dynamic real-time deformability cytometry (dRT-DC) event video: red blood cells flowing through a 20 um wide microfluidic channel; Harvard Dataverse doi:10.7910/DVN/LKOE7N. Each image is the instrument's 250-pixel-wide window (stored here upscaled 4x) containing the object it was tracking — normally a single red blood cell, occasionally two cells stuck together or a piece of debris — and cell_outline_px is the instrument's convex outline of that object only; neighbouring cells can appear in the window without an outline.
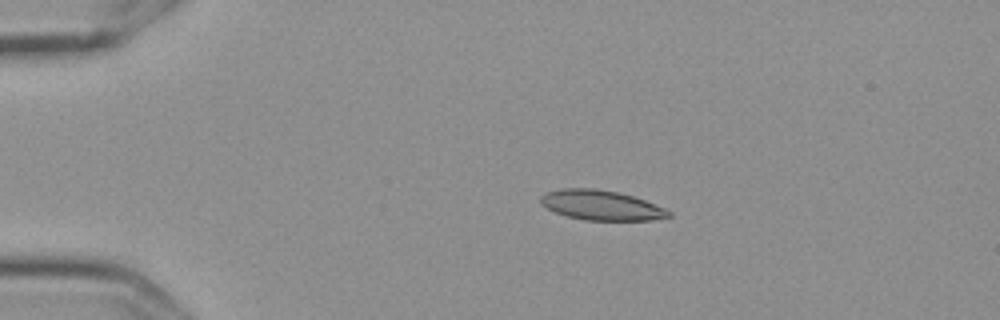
{"species": "Egyptian fruit bat (a non-hibernating species)", "species_latin": "Rousettus aegyptiacus", "temperature_condition": "cold", "stored_images_in_passage": 46, "camera_frame_rate_fps": 3000, "um_per_image_px": 0.085, "frame": {"image": 1, "passage_image": 1, "time_ms": 0.0, "image_size_px": [1000, 320], "cell_outline_px": [[672, 216], [652, 220], [584, 220], [568, 216], [556, 212], [540, 204], [540, 196], [548, 192], [560, 188], [596, 188], [616, 192], [632, 196], [644, 200], [664, 208], [672, 212]], "centroid_in_image_um": [51.1, 17.44], "position_along_channel_um": 33.9, "area_um2": 22.14}}
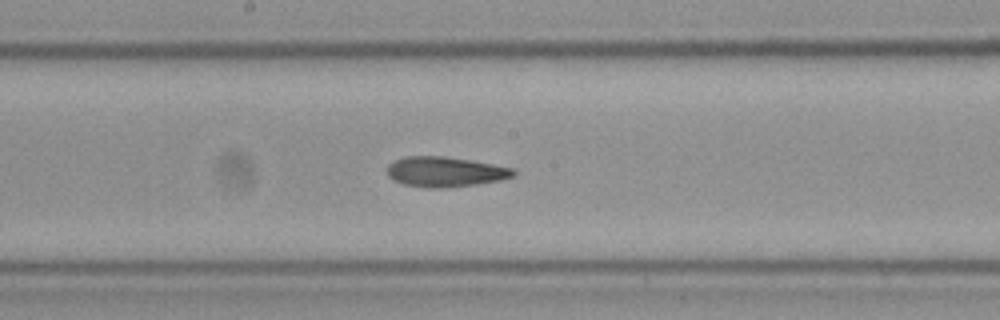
{"frame": {"image": 2, "passage_image": 20, "time_ms": 6.333, "image_size_px": [1000, 320], "cell_outline_px": [[516, 172], [512, 176], [500, 180], [476, 184], [440, 188], [428, 188], [404, 184], [388, 176], [388, 164], [404, 156], [444, 156], [492, 164], [512, 168]], "centroid_in_image_um": [37.82, 14.6], "position_along_channel_um": 210.4, "area_um2": 21.79}}
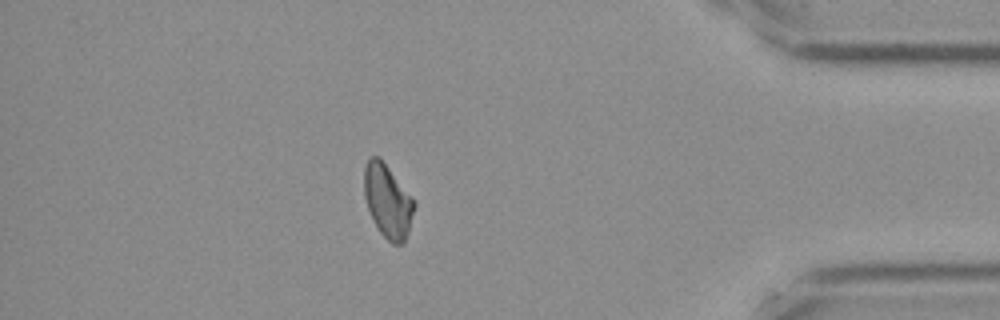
{"frame": {"image": 3, "passage_image": 39, "time_ms": 12.667, "image_size_px": [1000, 320], "cell_outline_px": [[416, 204], [408, 232], [404, 240], [400, 244], [392, 244], [380, 232], [368, 208], [364, 196], [364, 168], [368, 160], [372, 156], [380, 156], [412, 196]], "centroid_in_image_um": [32.96, 17.05], "position_along_channel_um": 402.2, "area_um2": 21.27}, "authors_computed_cell_mechanics": {"area_um2": 21.8195, "velocity_mm_per_s": 3.5947, "shape_relaxation_time_tau1_ms": null, "shape_relaxation_time_tau2_ms": 5.8384, "deformation_change_tau1": null, "deformation_change_tau2": 0.1393}}